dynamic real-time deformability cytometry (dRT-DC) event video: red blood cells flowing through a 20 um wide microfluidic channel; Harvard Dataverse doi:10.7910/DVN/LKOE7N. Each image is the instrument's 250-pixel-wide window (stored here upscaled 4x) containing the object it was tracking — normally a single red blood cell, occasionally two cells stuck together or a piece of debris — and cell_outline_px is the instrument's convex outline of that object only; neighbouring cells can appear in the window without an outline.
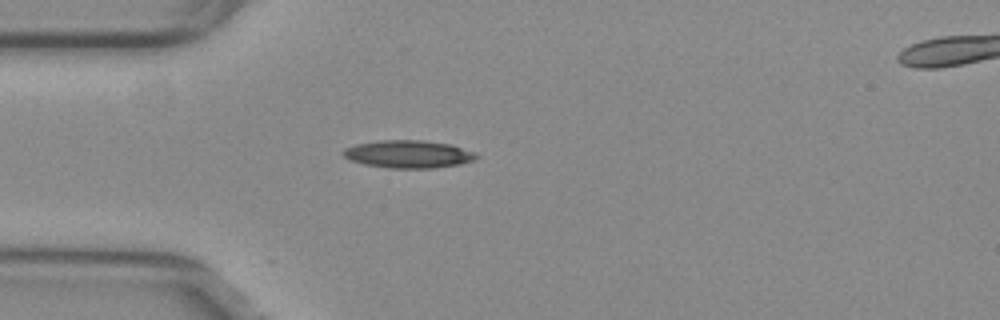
{"species": "common noctule bat (a hibernating species)", "species_latin": "Nyctalus noctula", "temperature_condition": "warm", "stored_images_in_passage": 2, "camera_frame_rate_fps": 3000, "um_per_image_px": 0.085, "animal": {"sex": "female", "body_mass_g": 29.2, "forearm_length_mm": 56.3}, "frame": {"image": 1, "passage_image": 2, "time_ms": 0.333, "image_size_px": [1000, 320], "cell_outline_px": [[480, 156], [476, 160], [460, 164], [436, 168], [388, 168], [364, 164], [352, 160], [344, 156], [344, 148], [356, 144], [380, 140], [420, 140], [452, 144], [476, 152]], "centroid_in_image_um": [34.79, 13.1], "position_along_channel_um": 50.2, "area_um2": 21.62}}